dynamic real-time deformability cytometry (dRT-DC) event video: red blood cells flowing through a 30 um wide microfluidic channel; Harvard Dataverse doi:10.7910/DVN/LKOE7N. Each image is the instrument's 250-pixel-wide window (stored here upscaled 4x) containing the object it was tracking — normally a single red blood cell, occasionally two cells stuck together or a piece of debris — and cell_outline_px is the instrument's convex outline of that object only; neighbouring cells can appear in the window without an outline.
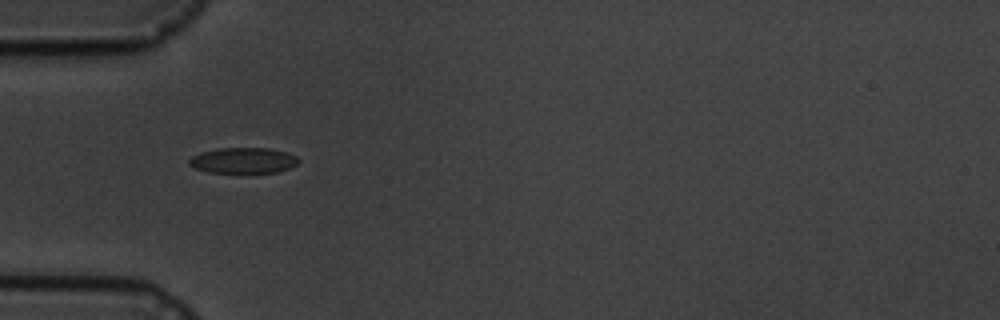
{"species": "common noctule bat (a hibernating species)", "species_latin": "Nyctalus noctula", "temperature_condition": "cold", "stored_images_in_passage": 4, "camera_frame_rate_fps": 3000, "um_per_image_px": 0.085, "animal": {"sex": "male", "body_mass_g": 19.5, "forearm_length_mm": 54.6}, "frame": {"image": 1, "passage_image": 1, "time_ms": 0.0, "image_size_px": [1000, 320], "cell_outline_px": [[300, 160], [296, 164], [288, 168], [276, 172], [208, 172], [192, 168], [188, 164], [188, 160], [192, 156], [200, 152], [220, 148], [268, 148], [284, 152], [296, 156]], "centroid_in_image_um": [20.61, 13.63], "position_along_channel_um": 64.4, "area_um2": 16.24}}
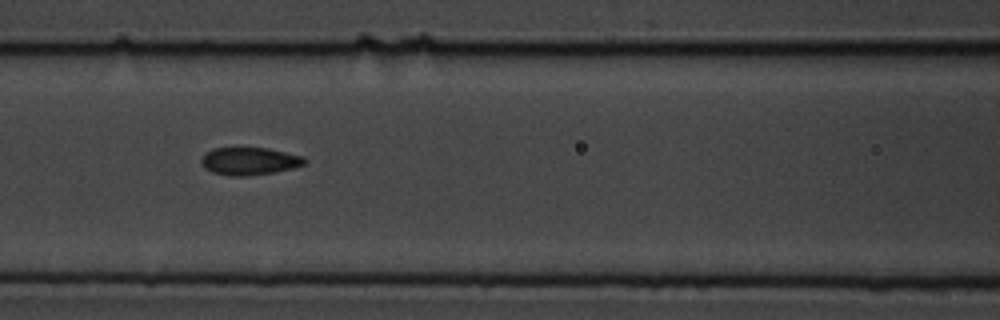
{"frame": {"image": 2, "passage_image": 3, "time_ms": 2.333, "image_size_px": [1000, 320], "cell_outline_px": [[308, 160], [304, 164], [292, 168], [276, 172], [244, 176], [232, 176], [212, 172], [204, 168], [200, 164], [200, 160], [204, 152], [212, 148], [268, 148], [304, 156]], "centroid_in_image_um": [21.18, 13.69], "position_along_channel_um": 145.4, "area_um2": 16.82}}
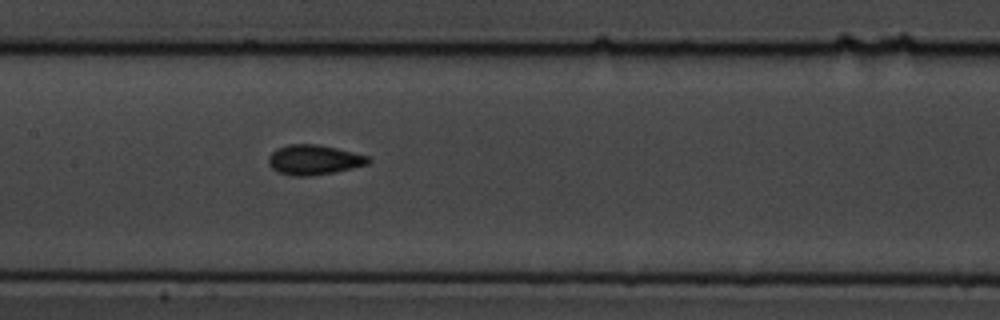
{"frame": {"image": 3, "passage_image": 4, "time_ms": 3.333, "image_size_px": [1000, 320], "cell_outline_px": [[372, 160], [368, 164], [352, 168], [312, 176], [292, 176], [276, 172], [268, 164], [268, 156], [276, 148], [288, 144], [316, 144], [336, 148], [368, 156]], "centroid_in_image_um": [26.64, 13.58], "position_along_channel_um": 180.8, "area_um2": 17.46}}